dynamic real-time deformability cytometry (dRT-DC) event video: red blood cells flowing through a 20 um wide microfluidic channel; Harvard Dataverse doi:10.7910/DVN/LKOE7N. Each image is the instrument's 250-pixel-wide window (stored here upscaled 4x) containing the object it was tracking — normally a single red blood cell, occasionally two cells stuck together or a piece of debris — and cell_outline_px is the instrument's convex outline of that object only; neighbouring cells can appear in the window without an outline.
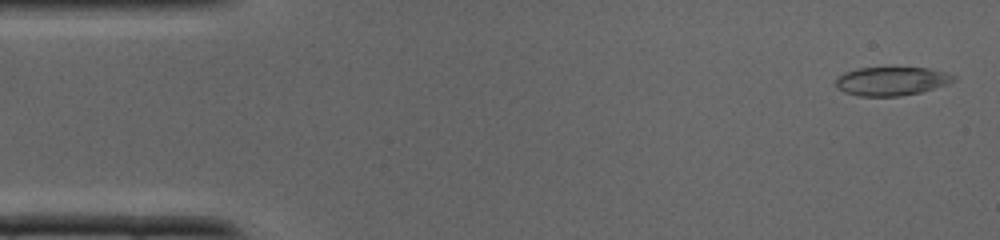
{"species": "common noctule bat (a hibernating species)", "species_latin": "Nyctalus noctula", "temperature_condition": "cold", "stored_images_in_passage": 36, "camera_frame_rate_fps": 3000, "um_per_image_px": 0.085, "animal": {"sex": "male", "body_mass_g": 19.0, "forearm_length_mm": 50.8}, "frame": {"image": 1, "passage_image": 1, "time_ms": 0.0, "image_size_px": [1000, 240], "cell_outline_px": [[956, 80], [948, 84], [920, 92], [900, 96], [860, 96], [844, 92], [836, 88], [836, 80], [844, 72], [856, 68], [928, 68], [948, 72], [956, 76]], "centroid_in_image_um": [75.8, 6.89], "position_along_channel_um": 9.2, "area_um2": 19.71}}
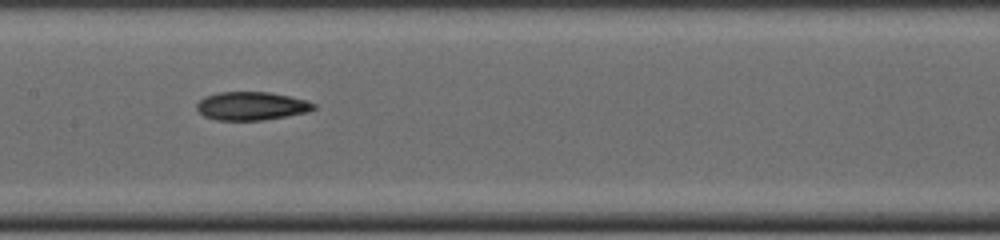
{"frame": {"image": 2, "passage_image": 17, "time_ms": 5.333, "image_size_px": [1000, 240], "cell_outline_px": [[316, 108], [308, 112], [264, 120], [216, 120], [204, 116], [196, 108], [196, 104], [204, 96], [220, 92], [268, 92], [288, 96], [304, 100], [316, 104]], "centroid_in_image_um": [21.36, 9.01], "position_along_channel_um": 186.0, "area_um2": 19.25}}
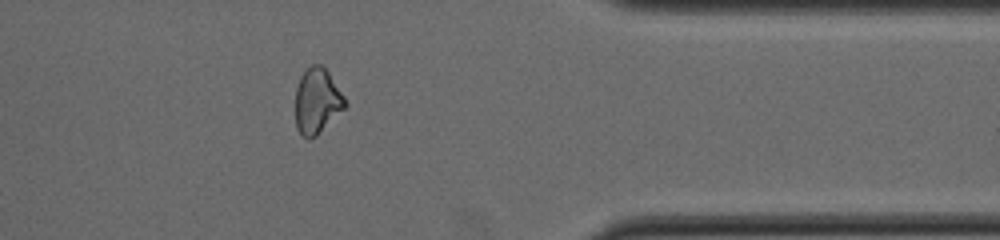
{"frame": {"image": 3, "passage_image": 29, "time_ms": 9.333, "image_size_px": [1000, 240], "cell_outline_px": [[348, 104], [316, 136], [308, 140], [296, 128], [296, 88], [300, 76], [312, 64], [320, 64], [328, 72], [344, 96]], "centroid_in_image_um": [26.94, 8.59], "position_along_channel_um": 384.5, "area_um2": 18.67}}